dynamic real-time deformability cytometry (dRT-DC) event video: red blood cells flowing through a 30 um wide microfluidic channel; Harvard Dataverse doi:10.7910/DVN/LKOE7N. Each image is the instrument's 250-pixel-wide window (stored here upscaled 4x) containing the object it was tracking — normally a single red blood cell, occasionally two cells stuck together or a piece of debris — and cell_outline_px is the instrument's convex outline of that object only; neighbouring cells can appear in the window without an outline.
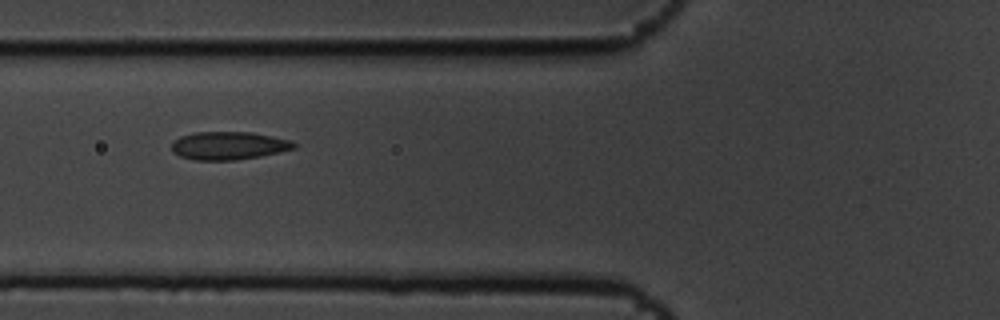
{"species": "common noctule bat (a hibernating species)", "species_latin": "Nyctalus noctula", "temperature_condition": "cold", "stored_images_in_passage": 13, "camera_frame_rate_fps": 3000, "um_per_image_px": 0.085, "animal": {"sex": "male", "body_mass_g": 19.5, "forearm_length_mm": 54.6}, "frame": {"image": 1, "passage_image": 4, "time_ms": 1.0, "image_size_px": [1000, 320], "cell_outline_px": [[300, 144], [296, 148], [260, 156], [236, 160], [196, 160], [180, 156], [172, 152], [172, 144], [180, 136], [192, 132], [252, 132], [292, 140]], "centroid_in_image_um": [19.47, 12.37], "position_along_channel_um": 106.3, "area_um2": 20.11}}
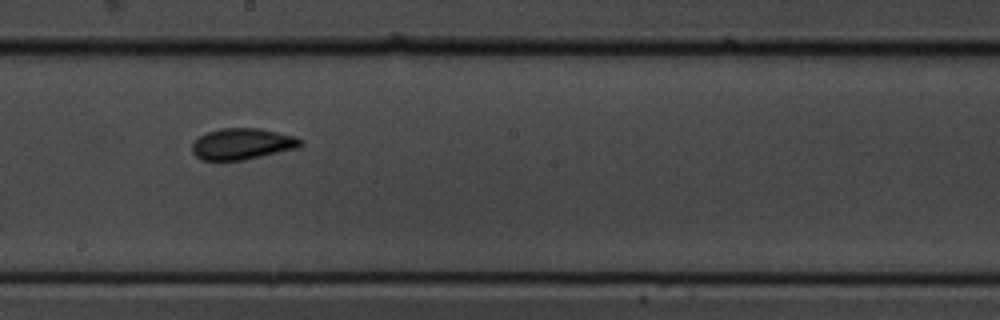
{"frame": {"image": 2, "passage_image": 7, "time_ms": 2.0, "image_size_px": [1000, 320], "cell_outline_px": [[304, 144], [300, 148], [244, 160], [200, 160], [192, 152], [192, 144], [200, 136], [208, 132], [220, 128], [260, 128], [296, 136], [304, 140]], "centroid_in_image_um": [20.65, 12.23], "position_along_channel_um": 227.5, "area_um2": 20.0}}
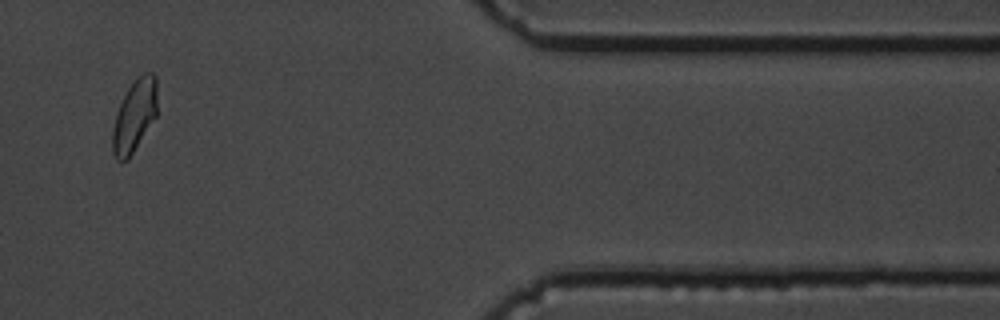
{"frame": {"image": 3, "passage_image": 11, "time_ms": 3.333, "image_size_px": [1000, 320], "cell_outline_px": [[156, 116], [128, 160], [116, 160], [112, 152], [112, 132], [116, 116], [120, 104], [128, 88], [144, 72], [152, 72], [156, 76]], "centroid_in_image_um": [11.43, 9.86], "position_along_channel_um": 400.0, "area_um2": 18.44}}